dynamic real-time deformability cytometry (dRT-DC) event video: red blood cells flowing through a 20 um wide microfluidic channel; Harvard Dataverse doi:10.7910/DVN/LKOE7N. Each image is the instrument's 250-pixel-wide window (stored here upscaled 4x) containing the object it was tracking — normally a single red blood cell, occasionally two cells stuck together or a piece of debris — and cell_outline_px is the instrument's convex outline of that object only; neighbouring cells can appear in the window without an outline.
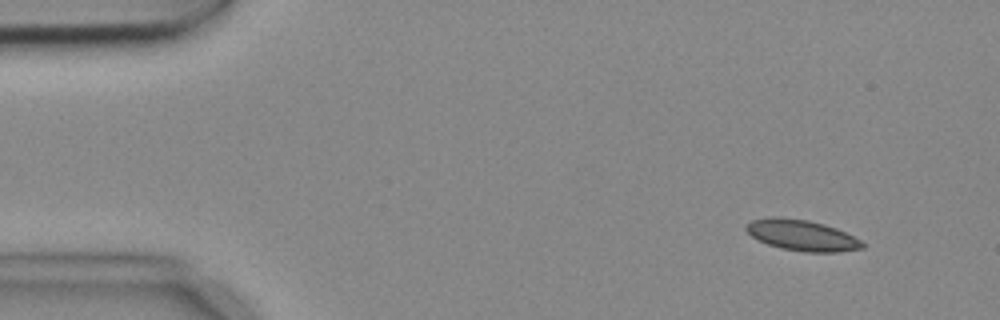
{"species": "common noctule bat (a hibernating species)", "species_latin": "Nyctalus noctula", "temperature_condition": "cold", "stored_images_in_passage": 6, "camera_frame_rate_fps": 3000, "um_per_image_px": 0.085, "animal": {"sex": "female", "body_mass_g": 18.4}, "frame": {"image": 1, "passage_image": 2, "time_ms": 0.333, "image_size_px": [1000, 320], "cell_outline_px": [[864, 248], [836, 252], [804, 252], [780, 248], [768, 244], [752, 236], [744, 228], [752, 220], [772, 216], [776, 216], [808, 220], [824, 224], [836, 228], [860, 240], [864, 244]], "centroid_in_image_um": [68.15, 19.99], "position_along_channel_um": 16.8, "area_um2": 20.75}}
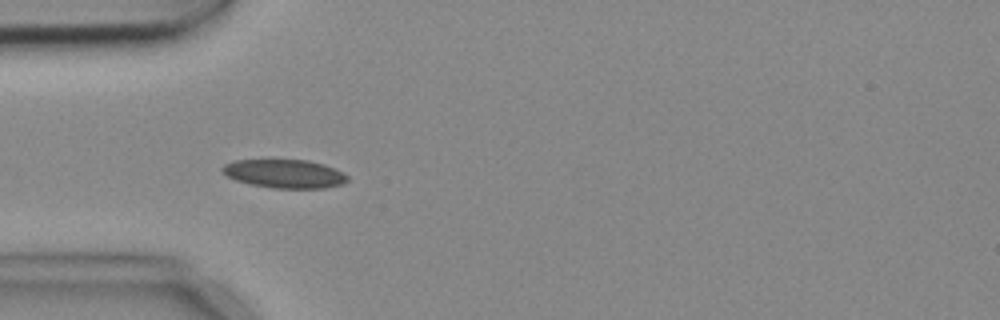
{"frame": {"image": 2, "passage_image": 5, "time_ms": 1.333, "image_size_px": [1000, 320], "cell_outline_px": [[348, 180], [344, 184], [324, 188], [272, 188], [248, 184], [236, 180], [228, 176], [220, 168], [224, 164], [232, 160], [268, 156], [308, 160], [324, 164], [344, 172], [348, 176]], "centroid_in_image_um": [24.14, 14.7], "position_along_channel_um": 60.9, "area_um2": 22.08}}